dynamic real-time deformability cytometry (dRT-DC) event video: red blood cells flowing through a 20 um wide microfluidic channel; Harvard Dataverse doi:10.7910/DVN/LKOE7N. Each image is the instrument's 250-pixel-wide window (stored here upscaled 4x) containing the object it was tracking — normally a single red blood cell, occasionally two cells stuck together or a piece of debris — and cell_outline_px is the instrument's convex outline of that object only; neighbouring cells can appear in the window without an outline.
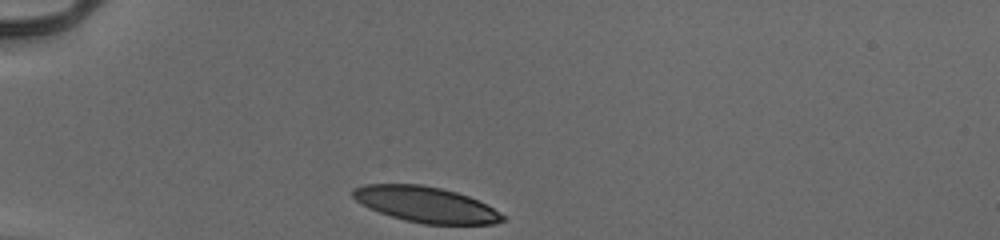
{"species": "human", "species_latin": "Homo sapiens", "temperature_condition": "cold", "stored_images_in_passage": 30, "camera_frame_rate_fps": 3000, "um_per_image_px": 0.085, "donor": {"sex": "male"}, "frame": {"image": 1, "passage_image": 1, "time_ms": 0.0, "image_size_px": [1000, 240], "cell_outline_px": [[504, 220], [492, 224], [424, 224], [404, 220], [380, 212], [356, 200], [352, 196], [352, 188], [364, 184], [420, 184], [440, 188], [456, 192], [468, 196], [500, 212], [504, 216]], "centroid_in_image_um": [36.17, 17.37], "position_along_channel_um": 48.8, "area_um2": 30.69}}
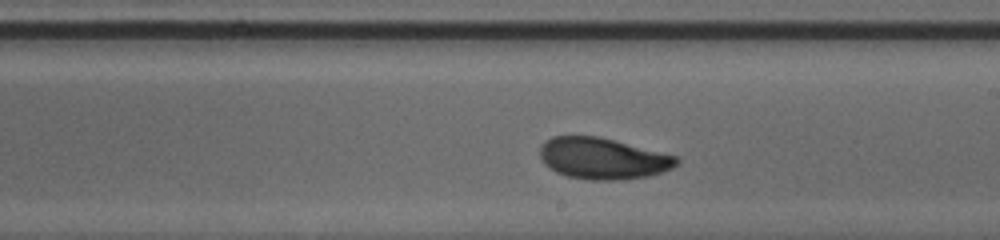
{"frame": {"image": 2, "passage_image": 18, "time_ms": 5.667, "image_size_px": [1000, 240], "cell_outline_px": [[680, 160], [672, 168], [648, 176], [624, 180], [588, 180], [568, 176], [556, 172], [548, 168], [544, 164], [540, 156], [540, 144], [544, 140], [552, 136], [600, 136], [676, 156]], "centroid_in_image_um": [51.19, 13.47], "position_along_channel_um": 237.8, "area_um2": 33.06}}
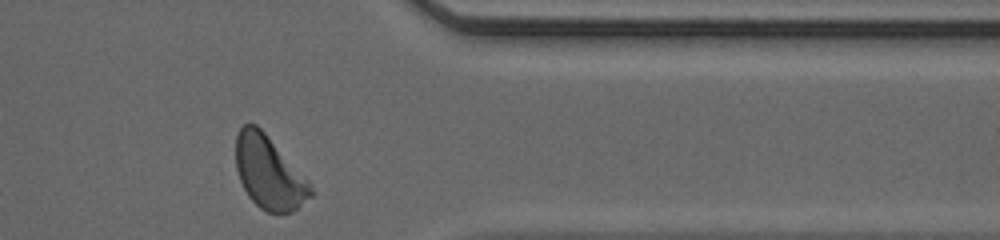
{"frame": {"image": 3, "passage_image": 30, "time_ms": 9.667, "image_size_px": [1000, 240], "cell_outline_px": [[312, 196], [292, 212], [268, 212], [260, 208], [248, 196], [240, 180], [236, 168], [236, 136], [240, 128], [244, 124], [256, 124], [264, 132], [312, 184]], "centroid_in_image_um": [22.86, 14.68], "position_along_channel_um": 388.5, "area_um2": 31.39}, "authors_computed_cell_mechanics": {"area_um2": 32.5703, "velocity_mm_per_s": 3.941, "shape_relaxation_time_tau1_ms": 2.8333, "shape_relaxation_time_tau2_ms": 3.7609, "deformation_change_tau1": 0.131, "deformation_change_tau2": 0.1001}}